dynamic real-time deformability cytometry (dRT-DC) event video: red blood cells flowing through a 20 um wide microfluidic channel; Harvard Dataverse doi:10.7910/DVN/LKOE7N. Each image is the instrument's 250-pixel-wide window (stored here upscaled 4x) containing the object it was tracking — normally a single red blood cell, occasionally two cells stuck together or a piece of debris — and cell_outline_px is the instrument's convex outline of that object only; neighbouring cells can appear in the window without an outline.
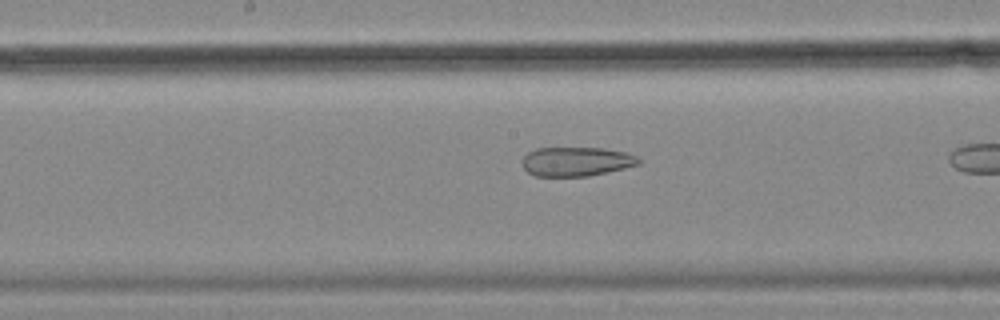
{"species": "common noctule bat (a hibernating species)", "species_latin": "Nyctalus noctula", "temperature_condition": "cold", "stored_images_in_passage": 19, "camera_frame_rate_fps": 3000, "um_per_image_px": 0.085, "animal": {"sex": "female", "body_mass_g": 18.4}, "frame": {"image": 1, "passage_image": 14, "time_ms": 4.333, "image_size_px": [1000, 320], "cell_outline_px": [[640, 164], [624, 168], [588, 176], [536, 176], [528, 172], [524, 168], [524, 156], [528, 152], [536, 148], [604, 148], [624, 152], [636, 156], [640, 160]], "centroid_in_image_um": [48.99, 13.73], "position_along_channel_um": 199.2, "area_um2": 19.59}}